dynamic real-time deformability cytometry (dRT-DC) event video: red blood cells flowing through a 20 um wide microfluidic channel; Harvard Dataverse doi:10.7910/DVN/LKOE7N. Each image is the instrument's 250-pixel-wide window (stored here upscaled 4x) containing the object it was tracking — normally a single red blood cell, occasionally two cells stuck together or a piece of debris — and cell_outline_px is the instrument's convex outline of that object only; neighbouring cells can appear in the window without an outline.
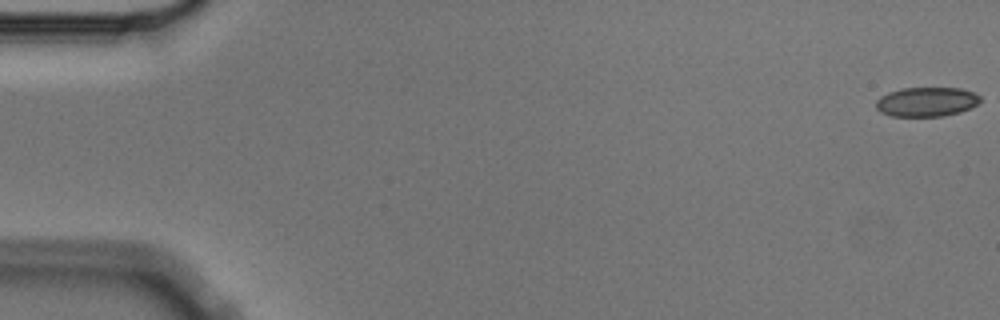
{"species": "Egyptian fruit bat (a non-hibernating species)", "species_latin": "Rousettus aegyptiacus", "temperature_condition": "cold", "stored_images_in_passage": 6, "camera_frame_rate_fps": 3000, "um_per_image_px": 0.085, "animal": {"sex": "male"}, "frame": {"image": 1, "passage_image": 1, "time_ms": 0.0, "image_size_px": [1000, 320], "cell_outline_px": [[980, 100], [972, 108], [960, 112], [944, 116], [892, 116], [880, 112], [876, 108], [876, 100], [880, 96], [888, 92], [900, 88], [960, 88], [972, 92], [980, 96]], "centroid_in_image_um": [78.73, 8.65], "position_along_channel_um": 6.3, "area_um2": 17.92}}
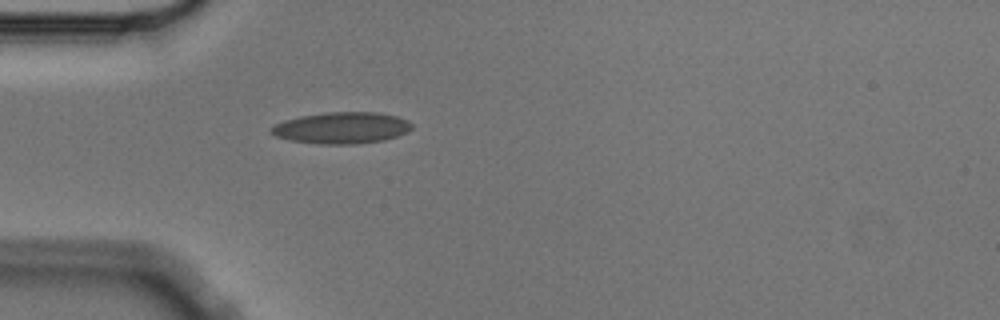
{"frame": {"image": 2, "passage_image": 6, "time_ms": 1.667, "image_size_px": [1000, 320], "cell_outline_px": [[412, 128], [408, 132], [384, 140], [352, 144], [320, 144], [292, 140], [276, 136], [268, 132], [268, 128], [284, 120], [300, 116], [324, 112], [376, 112], [396, 116], [408, 120], [412, 124]], "centroid_in_image_um": [29.03, 10.86], "position_along_channel_um": 56.0, "area_um2": 25.84}}